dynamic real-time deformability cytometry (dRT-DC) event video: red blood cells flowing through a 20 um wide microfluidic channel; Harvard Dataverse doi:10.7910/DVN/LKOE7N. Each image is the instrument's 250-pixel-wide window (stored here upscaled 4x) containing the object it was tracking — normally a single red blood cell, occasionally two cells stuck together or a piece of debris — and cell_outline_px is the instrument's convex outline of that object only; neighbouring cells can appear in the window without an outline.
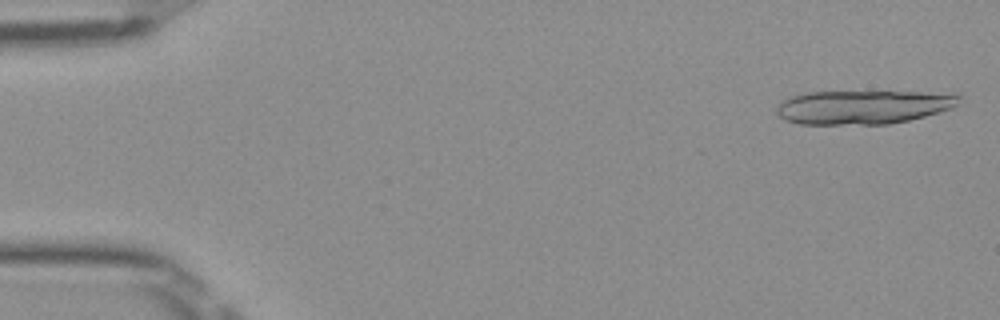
{"species": "Egyptian fruit bat (a non-hibernating species)", "species_latin": "Rousettus aegyptiacus", "temperature_condition": "room temperature", "stored_images_in_passage": 16, "camera_frame_rate_fps": 3000, "um_per_image_px": 0.085, "frame": {"image": 1, "passage_image": 1, "time_ms": 0.0, "image_size_px": [1000, 320], "cell_outline_px": [[964, 96], [952, 108], [940, 112], [908, 120], [888, 124], [800, 124], [788, 120], [780, 116], [776, 112], [776, 108], [780, 100], [788, 96], [804, 92], [960, 92]], "centroid_in_image_um": [73.41, 9.08], "position_along_channel_um": 11.6, "area_um2": 36.41}}